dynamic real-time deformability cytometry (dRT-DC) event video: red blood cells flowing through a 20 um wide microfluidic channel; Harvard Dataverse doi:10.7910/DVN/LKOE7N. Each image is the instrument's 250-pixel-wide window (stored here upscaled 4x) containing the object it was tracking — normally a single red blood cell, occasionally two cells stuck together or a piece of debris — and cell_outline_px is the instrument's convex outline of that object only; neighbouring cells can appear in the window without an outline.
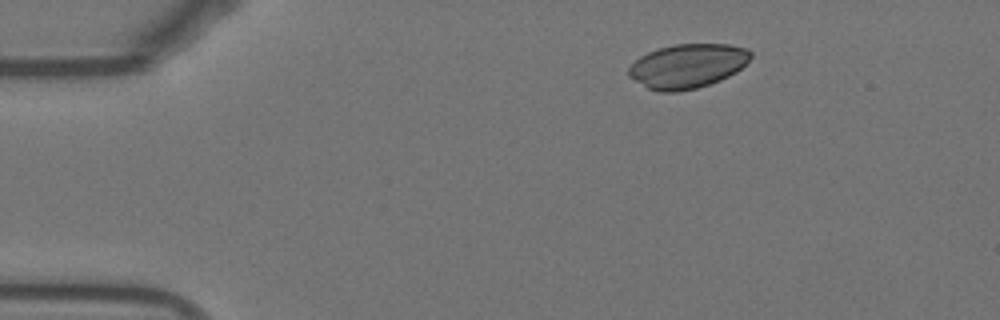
{"species": "Egyptian fruit bat (a non-hibernating species)", "species_latin": "Rousettus aegyptiacus", "temperature_condition": "warm", "stored_images_in_passage": 42, "camera_frame_rate_fps": 3000, "um_per_image_px": 0.085, "animal": {"sex": "female"}, "frame": {"image": 1, "passage_image": 1, "time_ms": 0.0, "image_size_px": [1000, 320], "cell_outline_px": [[752, 56], [736, 72], [720, 80], [696, 88], [676, 92], [656, 92], [648, 88], [628, 76], [628, 68], [640, 56], [648, 52], [660, 48], [676, 44], [728, 44], [748, 48], [752, 52]], "centroid_in_image_um": [58.44, 5.61], "position_along_channel_um": 26.6, "area_um2": 31.33}}
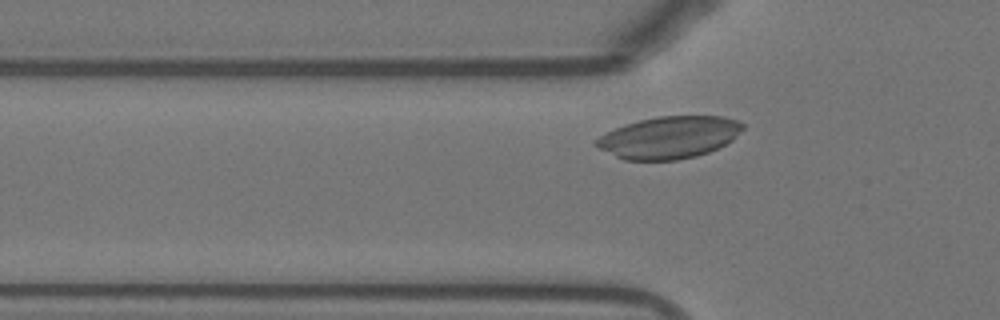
{"frame": {"image": 2, "passage_image": 10, "time_ms": 3.0, "image_size_px": [1000, 320], "cell_outline_px": [[744, 128], [732, 140], [708, 152], [696, 156], [676, 160], [624, 160], [592, 144], [600, 136], [624, 124], [656, 116], [724, 116], [736, 120], [744, 124]], "centroid_in_image_um": [56.88, 11.67], "position_along_channel_um": 68.9, "area_um2": 35.72}}
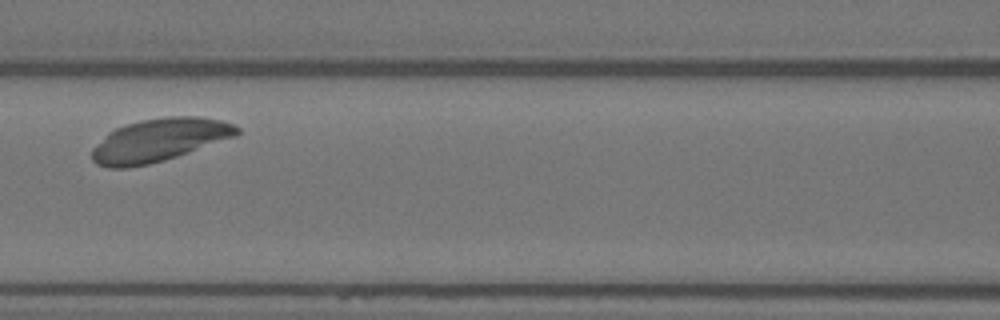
{"frame": {"image": 3, "passage_image": 17, "time_ms": 5.333, "image_size_px": [1000, 320], "cell_outline_px": [[240, 132], [236, 136], [164, 160], [148, 164], [124, 168], [108, 168], [96, 164], [92, 160], [92, 148], [108, 132], [116, 128], [140, 120], [164, 116], [200, 116], [220, 120], [232, 124], [240, 128]], "centroid_in_image_um": [13.51, 11.9], "position_along_channel_um": 153.1, "area_um2": 36.13}}